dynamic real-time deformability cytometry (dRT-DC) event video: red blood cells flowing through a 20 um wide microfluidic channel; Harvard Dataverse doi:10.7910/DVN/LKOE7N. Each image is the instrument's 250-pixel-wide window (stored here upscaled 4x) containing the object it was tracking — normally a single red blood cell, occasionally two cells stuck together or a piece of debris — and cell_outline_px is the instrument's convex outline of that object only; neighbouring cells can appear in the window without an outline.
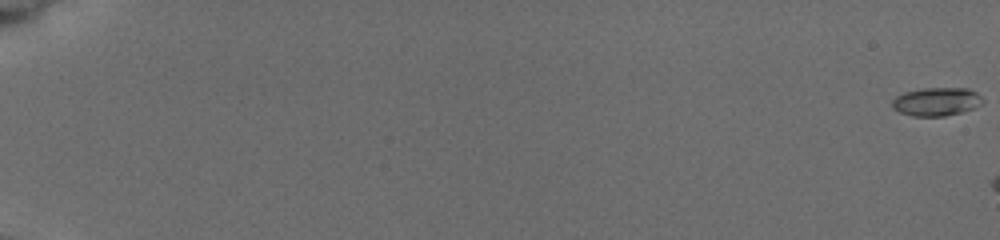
{"species": "common noctule bat (a hibernating species)", "species_latin": "Nyctalus noctula", "temperature_condition": "cold", "stored_images_in_passage": 8, "camera_frame_rate_fps": 3000, "um_per_image_px": 0.085, "animal": {"sex": "female", "body_mass_g": 19.5, "forearm_length_mm": 54.1}, "frame": {"image": 1, "passage_image": 1, "time_ms": 0.0, "image_size_px": [1000, 240], "cell_outline_px": [[984, 100], [980, 104], [972, 108], [960, 112], [944, 116], [912, 116], [900, 112], [892, 108], [892, 100], [896, 96], [904, 92], [924, 88], [968, 88], [976, 92]], "centroid_in_image_um": [79.57, 8.63], "position_along_channel_um": 5.4, "area_um2": 14.85}}